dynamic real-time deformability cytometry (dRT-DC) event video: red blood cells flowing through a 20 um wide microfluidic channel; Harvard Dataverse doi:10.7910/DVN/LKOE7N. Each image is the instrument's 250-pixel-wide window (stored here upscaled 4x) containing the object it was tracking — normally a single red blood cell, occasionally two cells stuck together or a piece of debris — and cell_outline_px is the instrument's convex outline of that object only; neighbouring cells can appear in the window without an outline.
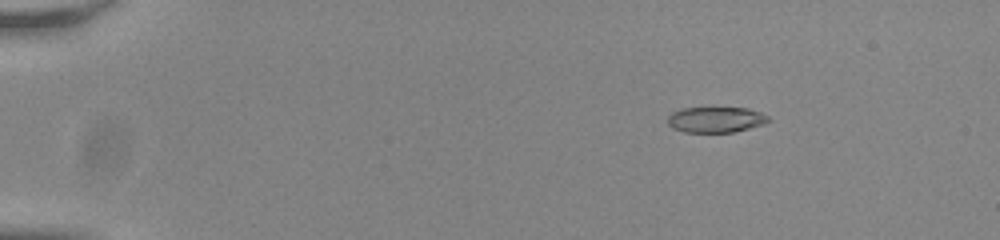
{"species": "common noctule bat (a hibernating species)", "species_latin": "Nyctalus noctula", "temperature_condition": "room temperature", "stored_images_in_passage": 55, "camera_frame_rate_fps": 3000, "um_per_image_px": 0.085, "animal": {"sex": "male", "body_mass_g": 20.0, "forearm_length_mm": 53.3}, "frame": {"image": 1, "passage_image": 9, "time_ms": 2.667, "image_size_px": [1000, 240], "cell_outline_px": [[772, 120], [764, 124], [736, 132], [684, 132], [672, 128], [668, 124], [668, 116], [672, 112], [680, 108], [748, 108], [760, 112], [768, 116]], "centroid_in_image_um": [60.85, 10.17], "position_along_channel_um": 24.1, "area_um2": 15.2}}
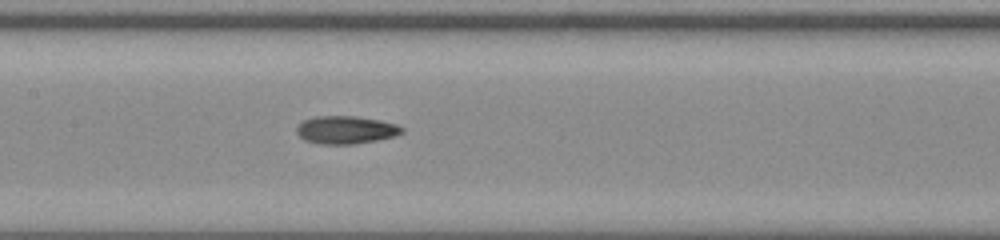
{"frame": {"image": 2, "passage_image": 29, "time_ms": 9.333, "image_size_px": [1000, 240], "cell_outline_px": [[404, 132], [396, 136], [376, 140], [352, 144], [320, 144], [304, 140], [296, 132], [296, 128], [304, 120], [316, 116], [356, 116], [380, 120], [396, 124], [404, 128]], "centroid_in_image_um": [29.41, 11.04], "position_along_channel_um": 178.0, "area_um2": 17.11}}
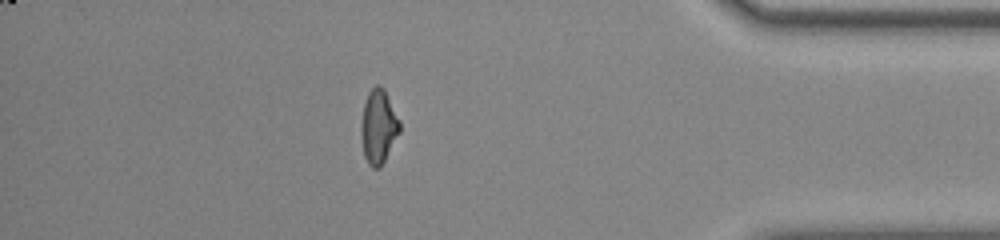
{"frame": {"image": 3, "passage_image": 49, "time_ms": 16.0, "image_size_px": [1000, 240], "cell_outline_px": [[400, 132], [380, 168], [372, 168], [368, 164], [364, 156], [360, 136], [360, 124], [364, 104], [368, 92], [376, 84], [380, 84], [384, 88], [400, 120]], "centroid_in_image_um": [32.16, 10.76], "position_along_channel_um": 403.0, "area_um2": 16.88}, "authors_computed_cell_mechanics": {"area_um2": 16.3574, "velocity_mm_per_s": 3.8433, "shape_relaxation_time_tau1_ms": 7.3303, "shape_relaxation_time_tau2_ms": 2.5034, "deformation_change_tau1": 0.207, "deformation_change_tau2": 0.0842}}